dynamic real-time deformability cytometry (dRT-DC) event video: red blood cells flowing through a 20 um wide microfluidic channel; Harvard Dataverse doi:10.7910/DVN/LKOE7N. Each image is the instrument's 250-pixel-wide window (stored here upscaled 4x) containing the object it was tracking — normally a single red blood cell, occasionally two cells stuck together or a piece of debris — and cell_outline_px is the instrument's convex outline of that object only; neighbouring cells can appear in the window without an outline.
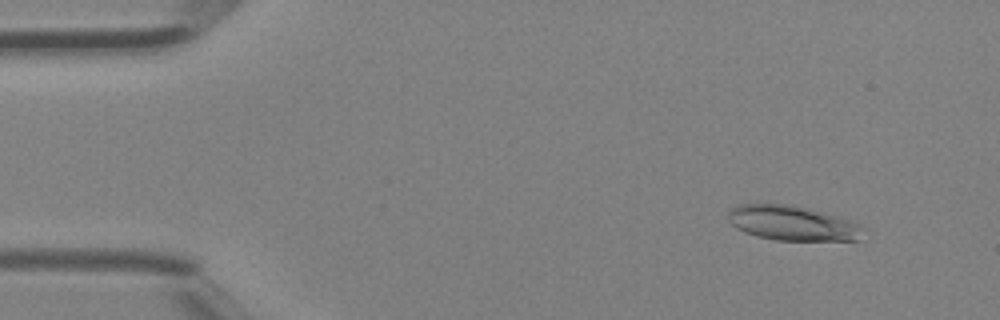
{"species": "Egyptian fruit bat (a non-hibernating species)", "species_latin": "Rousettus aegyptiacus", "temperature_condition": "room temperature", "stored_images_in_passage": 42, "camera_frame_rate_fps": 3000, "um_per_image_px": 0.085, "animal": {"sex": "female"}, "frame": {"image": 1, "passage_image": 2, "time_ms": 0.333, "image_size_px": [1000, 320], "cell_outline_px": [[864, 228], [860, 240], [776, 240], [756, 236], [744, 232], [736, 228], [728, 220], [728, 212], [736, 204], [788, 204], [808, 208], [852, 220]], "centroid_in_image_um": [67.34, 18.96], "position_along_channel_um": 17.7, "area_um2": 27.46}}
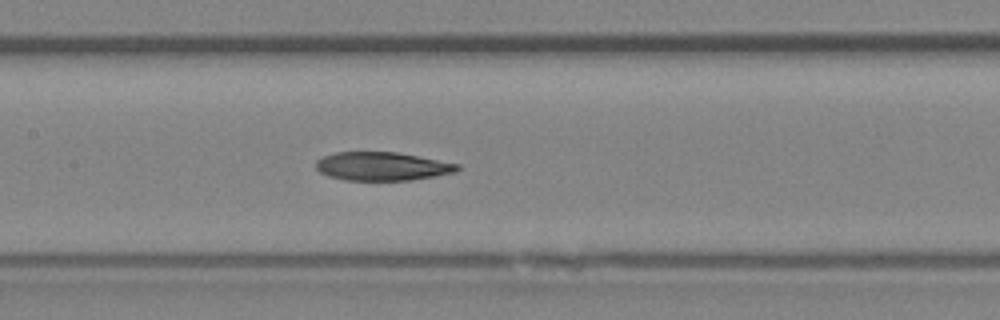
{"frame": {"image": 2, "passage_image": 19, "time_ms": 6.0, "image_size_px": [1000, 320], "cell_outline_px": [[460, 168], [456, 172], [412, 180], [344, 180], [328, 176], [320, 172], [316, 168], [316, 160], [324, 156], [336, 152], [396, 152], [460, 164]], "centroid_in_image_um": [32.47, 14.14], "position_along_channel_um": 174.9, "area_um2": 23.41}}
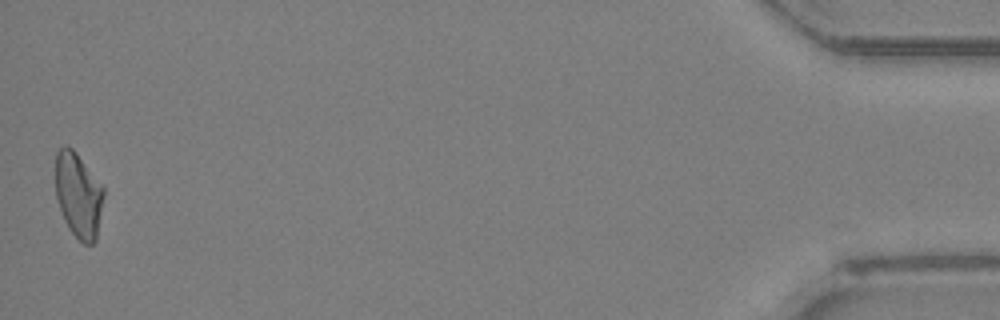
{"frame": {"image": 3, "passage_image": 42, "time_ms": 13.667, "image_size_px": [1000, 320], "cell_outline_px": [[104, 196], [96, 240], [92, 244], [84, 244], [68, 228], [64, 220], [56, 196], [56, 152], [64, 144], [68, 144], [76, 152], [104, 188]], "centroid_in_image_um": [6.66, 16.57], "position_along_channel_um": 428.5, "area_um2": 23.81}, "authors_computed_cell_mechanics": {"area_um2": 24.1604, "velocity_mm_per_s": 4.5657, "shape_relaxation_time_tau1_ms": null, "shape_relaxation_time_tau2_ms": 8.3657, "deformation_change_tau1": null, "deformation_change_tau2": 0.1754}}